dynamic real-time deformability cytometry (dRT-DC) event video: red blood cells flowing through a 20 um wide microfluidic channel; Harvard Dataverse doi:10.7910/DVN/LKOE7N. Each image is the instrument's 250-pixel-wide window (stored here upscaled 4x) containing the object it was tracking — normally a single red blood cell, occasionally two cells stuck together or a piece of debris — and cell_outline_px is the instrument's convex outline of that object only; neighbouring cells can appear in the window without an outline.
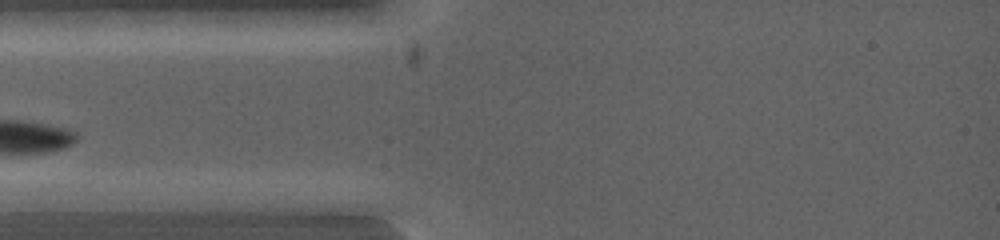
{"species": "common noctule bat (a hibernating species)", "species_latin": "Nyctalus noctula", "temperature_condition": "warm", "stored_images_in_passage": 6, "camera_frame_rate_fps": 5000, "um_per_image_px": 0.085, "animal": {"sex": "female", "body_mass_g": 19.0, "forearm_length_mm": 53.3}, "frame": {"image": 1, "passage_image": 1, "time_ms": 0.0, "image_size_px": [1000, 240], "cell_outline_px": [[120, 200], [96, 212], [20, 212], [16, 200], [112, 192], [120, 192]], "centroid_in_image_um": [5.92, 17.27], "position_along_channel_um": 79.1, "area_um2": 11.04}}